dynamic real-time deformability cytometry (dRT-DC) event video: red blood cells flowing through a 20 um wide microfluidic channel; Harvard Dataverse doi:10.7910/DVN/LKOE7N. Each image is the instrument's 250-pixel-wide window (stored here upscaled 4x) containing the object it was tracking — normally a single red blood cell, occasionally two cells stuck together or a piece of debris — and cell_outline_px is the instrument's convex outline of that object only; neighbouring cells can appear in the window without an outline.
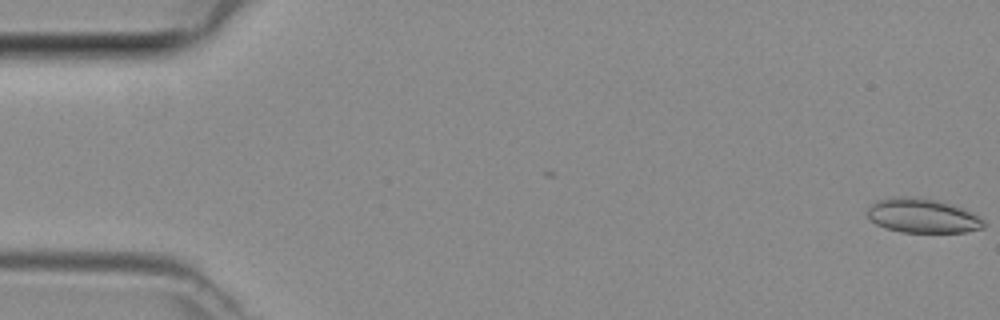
{"species": "common noctule bat (a hibernating species)", "species_latin": "Nyctalus noctula", "temperature_condition": "room temperature", "stored_images_in_passage": 47, "camera_frame_rate_fps": 3000, "um_per_image_px": 0.085, "animal": {"sex": "female", "body_mass_g": 29.2, "forearm_length_mm": 56.3}, "frame": {"image": 1, "passage_image": 1, "time_ms": 0.0, "image_size_px": [1000, 320], "cell_outline_px": [[984, 228], [964, 232], [900, 232], [884, 228], [876, 224], [868, 216], [868, 208], [876, 200], [904, 196], [908, 196], [936, 200], [964, 208], [984, 220]], "centroid_in_image_um": [78.41, 18.35], "position_along_channel_um": 6.6, "area_um2": 23.12}}
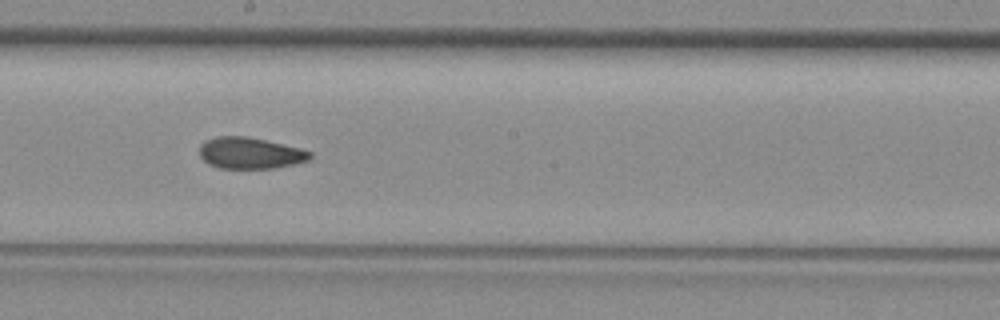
{"frame": {"image": 2, "passage_image": 26, "time_ms": 8.333, "image_size_px": [1000, 320], "cell_outline_px": [[312, 156], [308, 160], [276, 168], [220, 168], [208, 164], [200, 156], [200, 144], [204, 140], [216, 136], [248, 136], [300, 148], [312, 152]], "centroid_in_image_um": [21.23, 13.0], "position_along_channel_um": 227.0, "area_um2": 20.23}}
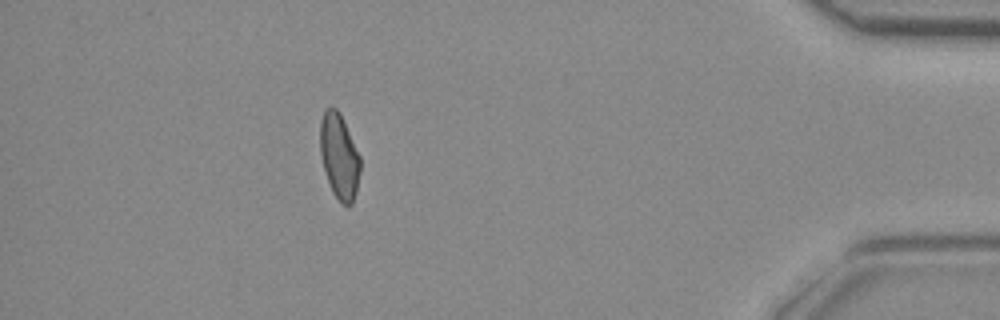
{"frame": {"image": 3, "passage_image": 42, "time_ms": 13.667, "image_size_px": [1000, 320], "cell_outline_px": [[360, 172], [356, 192], [352, 204], [348, 208], [340, 204], [332, 192], [324, 168], [320, 152], [320, 120], [324, 108], [336, 108], [340, 112], [360, 156]], "centroid_in_image_um": [28.83, 13.31], "position_along_channel_um": 406.4, "area_um2": 20.11}}